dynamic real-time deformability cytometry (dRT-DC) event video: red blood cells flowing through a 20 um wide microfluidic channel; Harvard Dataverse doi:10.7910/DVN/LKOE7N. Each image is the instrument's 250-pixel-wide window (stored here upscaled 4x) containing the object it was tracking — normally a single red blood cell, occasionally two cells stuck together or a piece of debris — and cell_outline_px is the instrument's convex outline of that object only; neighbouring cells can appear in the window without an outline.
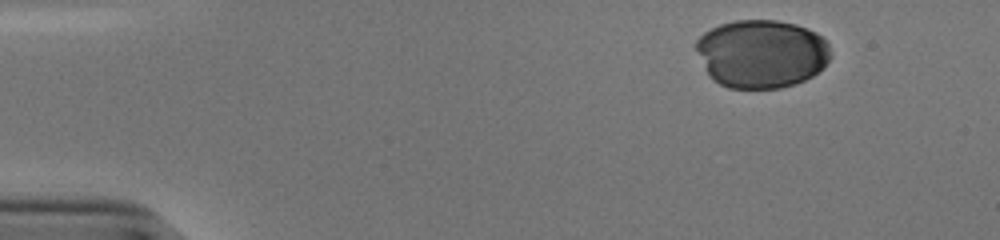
{"species": "human", "species_latin": "Homo sapiens", "temperature_condition": "cold", "stored_images_in_passage": 37, "camera_frame_rate_fps": 3000, "um_per_image_px": 0.085, "donor": {"sex": "male"}, "frame": {"image": 1, "passage_image": 1, "time_ms": 0.0, "image_size_px": [1000, 240], "cell_outline_px": [[828, 60], [812, 76], [796, 84], [780, 88], [728, 88], [712, 80], [696, 48], [696, 40], [704, 32], [720, 24], [736, 20], [776, 20], [796, 24], [808, 28], [816, 32], [828, 44]], "centroid_in_image_um": [64.71, 4.56], "position_along_channel_um": 20.3, "area_um2": 53.12}}
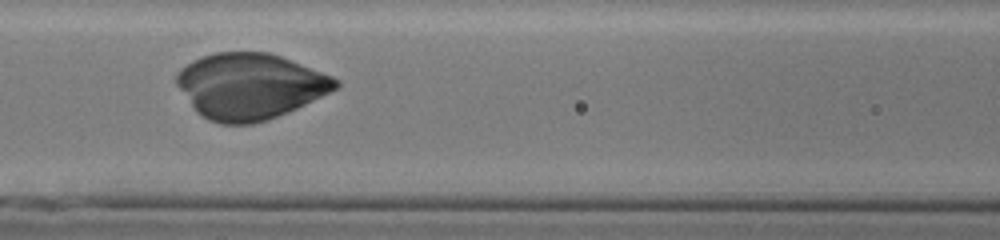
{"frame": {"image": 2, "passage_image": 19, "time_ms": 6.0, "image_size_px": [1000, 240], "cell_outline_px": [[340, 84], [336, 88], [296, 108], [268, 120], [252, 124], [220, 124], [208, 120], [196, 112], [176, 84], [176, 72], [180, 68], [204, 56], [216, 52], [268, 52], [280, 56], [332, 76]], "centroid_in_image_um": [21.2, 7.33], "position_along_channel_um": 145.4, "area_um2": 60.34}}